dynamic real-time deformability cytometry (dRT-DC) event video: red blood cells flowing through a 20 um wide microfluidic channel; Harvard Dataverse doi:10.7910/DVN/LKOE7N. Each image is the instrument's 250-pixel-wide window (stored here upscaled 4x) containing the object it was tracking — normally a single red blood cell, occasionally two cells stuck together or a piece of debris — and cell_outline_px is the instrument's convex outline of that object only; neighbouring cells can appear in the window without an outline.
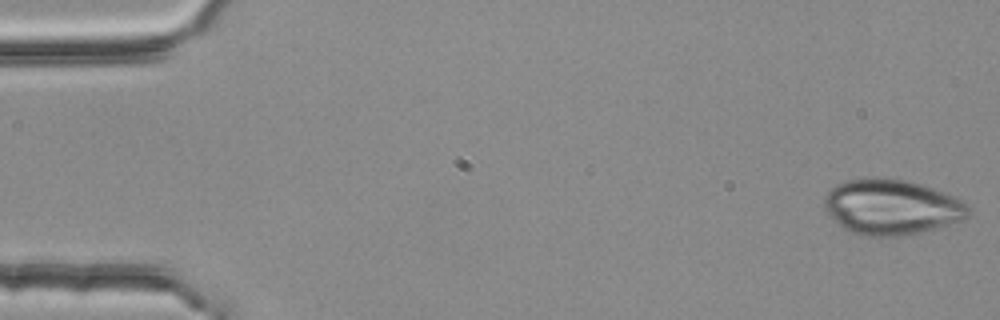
{"species": "common noctule bat (a hibernating species)", "species_latin": "Nyctalus noctula", "temperature_condition": "room temperature", "stored_images_in_passage": 4, "camera_frame_rate_fps": 3000, "um_per_image_px": 0.085, "animal": {"sex": "female", "body_mass_g": 25.1}, "frame": {"image": 1, "passage_image": 1, "time_ms": 0.0, "image_size_px": [1000, 320], "cell_outline_px": [[972, 212], [968, 216], [960, 220], [948, 224], [916, 232], [896, 236], [864, 236], [840, 228], [836, 224], [824, 208], [824, 196], [836, 184], [848, 180], [868, 176], [880, 176], [912, 180], [952, 196], [968, 204], [972, 208]], "centroid_in_image_um": [75.74, 17.56], "position_along_channel_um": 9.3, "area_um2": 46.82}}